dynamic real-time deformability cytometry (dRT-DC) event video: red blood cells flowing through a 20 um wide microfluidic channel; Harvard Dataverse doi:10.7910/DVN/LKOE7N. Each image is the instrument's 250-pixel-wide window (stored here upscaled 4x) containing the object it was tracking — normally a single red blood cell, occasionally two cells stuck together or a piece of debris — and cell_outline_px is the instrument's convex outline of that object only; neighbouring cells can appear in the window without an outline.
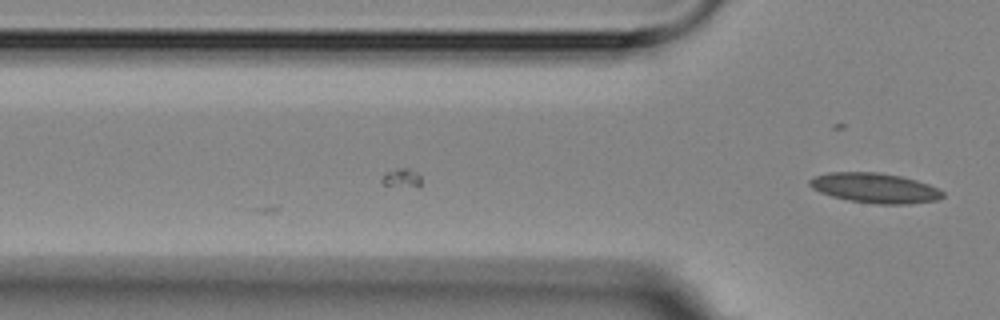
{"species": "Egyptian fruit bat (a non-hibernating species)", "species_latin": "Rousettus aegyptiacus", "temperature_condition": "room temperature", "stored_images_in_passage": 5, "camera_frame_rate_fps": 3000, "um_per_image_px": 0.085, "animal": {"sex": "female"}, "frame": {"image": 1, "passage_image": 5, "time_ms": 4.333, "image_size_px": [1000, 320], "cell_outline_px": [[944, 196], [936, 200], [904, 204], [880, 204], [848, 200], [832, 196], [820, 192], [812, 188], [808, 184], [808, 180], [816, 176], [828, 172], [876, 172], [900, 176], [916, 180], [928, 184], [944, 192]], "centroid_in_image_um": [74.34, 15.97], "position_along_channel_um": 51.5, "area_um2": 23.0}}